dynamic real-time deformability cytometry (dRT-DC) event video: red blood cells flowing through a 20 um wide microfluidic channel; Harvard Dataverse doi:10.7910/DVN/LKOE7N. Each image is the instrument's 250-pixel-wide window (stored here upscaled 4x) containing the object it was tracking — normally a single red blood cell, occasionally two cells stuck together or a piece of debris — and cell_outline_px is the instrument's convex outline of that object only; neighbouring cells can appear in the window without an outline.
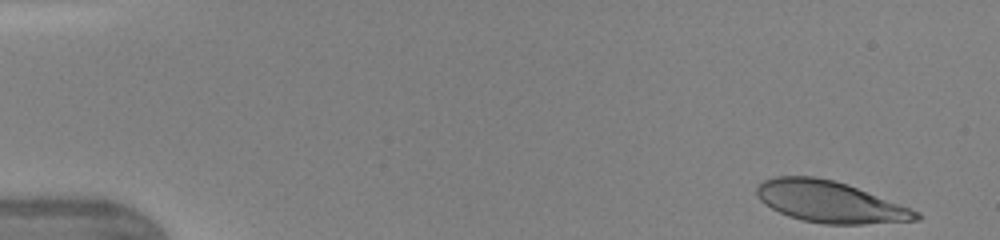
{"species": "human", "species_latin": "Homo sapiens", "temperature_condition": "warm", "stored_images_in_passage": 39, "camera_frame_rate_fps": 3000, "um_per_image_px": 0.085, "donor": {"sex": "female"}, "frame": {"image": 1, "passage_image": 1, "time_ms": 0.0, "image_size_px": [1000, 240], "cell_outline_px": [[920, 220], [864, 224], [824, 224], [804, 220], [788, 216], [764, 204], [756, 196], [756, 188], [764, 180], [776, 176], [816, 176], [848, 184], [920, 212]], "centroid_in_image_um": [70.53, 17.15], "position_along_channel_um": 14.5, "area_um2": 38.26}}
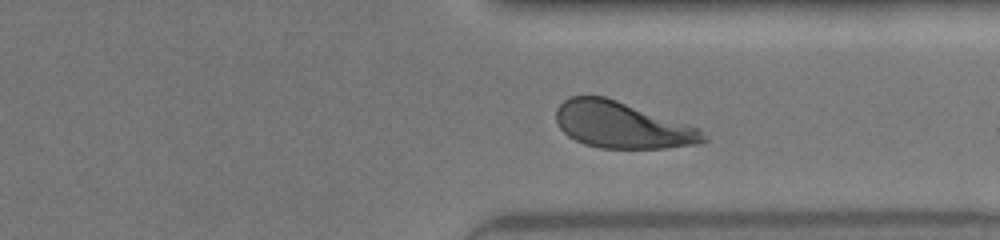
{"frame": {"image": 2, "passage_image": 34, "time_ms": 11.0, "image_size_px": [1000, 240], "cell_outline_px": [[708, 140], [704, 144], [664, 148], [600, 148], [584, 144], [568, 136], [556, 124], [556, 108], [568, 96], [604, 96], [700, 128], [708, 136]], "centroid_in_image_um": [52.9, 10.64], "position_along_channel_um": 358.5, "area_um2": 39.94}}
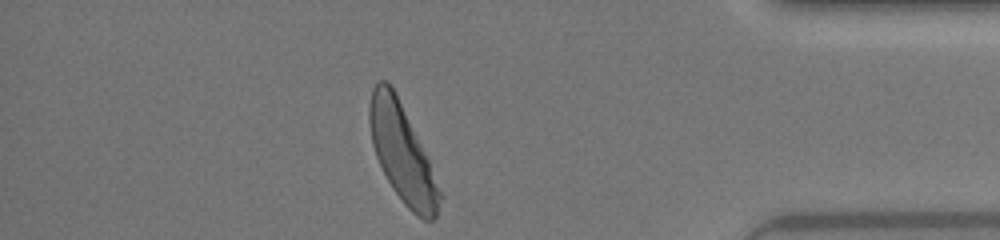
{"frame": {"image": 3, "passage_image": 39, "time_ms": 12.667, "image_size_px": [1000, 240], "cell_outline_px": [[444, 196], [436, 216], [432, 220], [424, 220], [416, 216], [404, 204], [392, 188], [376, 156], [372, 144], [368, 120], [368, 104], [372, 88], [380, 80], [384, 80], [392, 88], [428, 160]], "centroid_in_image_um": [34.18, 13.1], "position_along_channel_um": 401.0, "area_um2": 39.13}, "authors_computed_cell_mechanics": {"area_um2": 39.9398, "velocity_mm_per_s": 4.3223, "shape_relaxation_time_tau1_ms": 3.2543, "shape_relaxation_time_tau2_ms": null, "deformation_change_tau1": 0.1768, "deformation_change_tau2": null}}